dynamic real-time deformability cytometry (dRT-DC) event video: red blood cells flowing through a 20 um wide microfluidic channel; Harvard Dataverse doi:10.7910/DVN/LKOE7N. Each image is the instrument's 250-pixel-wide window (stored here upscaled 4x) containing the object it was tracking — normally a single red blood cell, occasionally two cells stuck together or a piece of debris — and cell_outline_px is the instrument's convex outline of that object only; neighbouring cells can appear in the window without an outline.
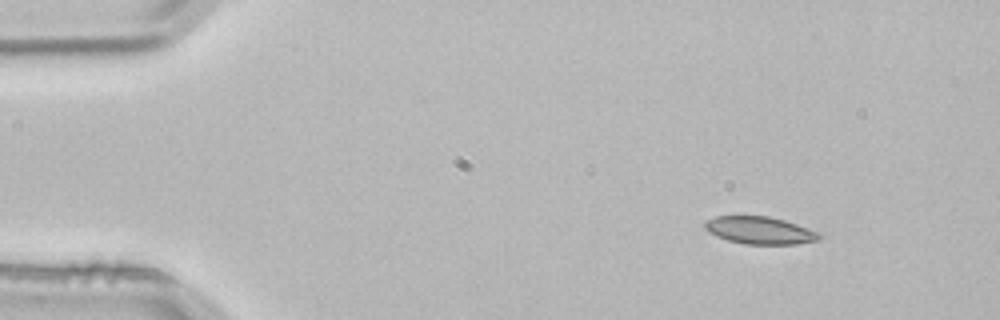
{"species": "common noctule bat (a hibernating species)", "species_latin": "Nyctalus noctula", "temperature_condition": "room temperature", "stored_images_in_passage": 3, "camera_frame_rate_fps": 3000, "um_per_image_px": 0.085, "animal": {"sex": "male", "body_mass_g": 21.5, "forearm_length_mm": 52.0}, "frame": {"image": 1, "passage_image": 1, "time_ms": 0.0, "image_size_px": [1000, 320], "cell_outline_px": [[820, 240], [796, 244], [744, 244], [728, 240], [716, 236], [708, 232], [704, 228], [704, 224], [708, 220], [716, 216], [768, 216], [784, 220], [820, 232]], "centroid_in_image_um": [64.59, 19.58], "position_along_channel_um": 20.4, "area_um2": 18.26}}
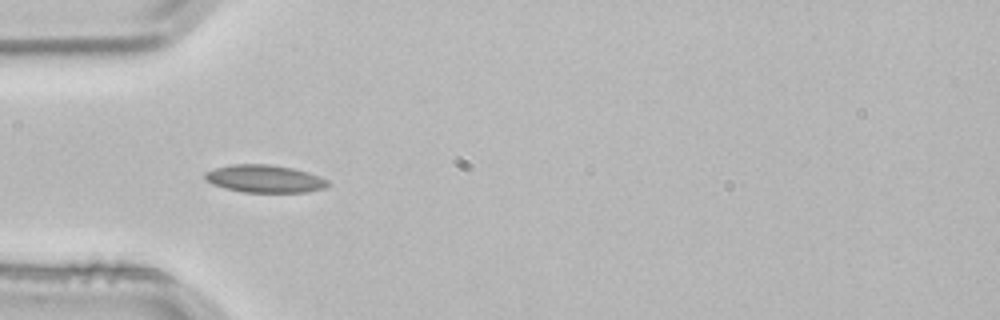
{"frame": {"image": 2, "passage_image": 3, "time_ms": 0.667, "image_size_px": [1000, 320], "cell_outline_px": [[328, 184], [324, 188], [304, 192], [244, 192], [224, 188], [212, 184], [204, 180], [204, 172], [216, 168], [232, 164], [268, 164], [292, 168], [308, 172], [328, 180]], "centroid_in_image_um": [22.44, 15.19], "position_along_channel_um": 62.6, "area_um2": 19.71}}